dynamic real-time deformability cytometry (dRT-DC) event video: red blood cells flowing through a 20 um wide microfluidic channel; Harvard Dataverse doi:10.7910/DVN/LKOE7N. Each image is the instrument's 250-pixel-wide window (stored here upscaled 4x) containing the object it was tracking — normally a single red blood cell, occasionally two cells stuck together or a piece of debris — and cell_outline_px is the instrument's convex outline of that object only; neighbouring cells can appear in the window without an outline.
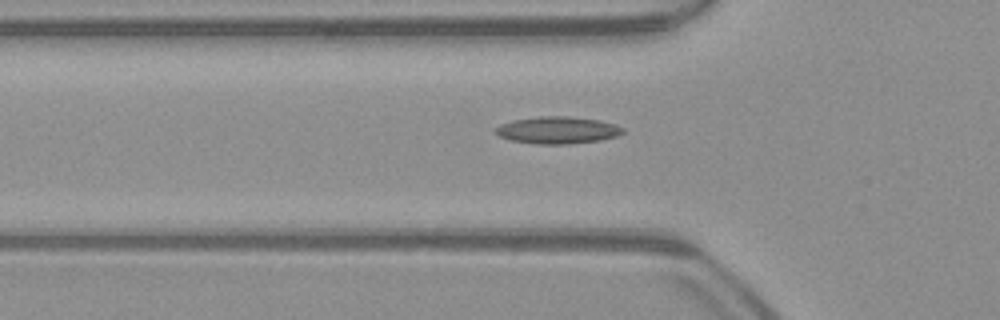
{"species": "common noctule bat (a hibernating species)", "species_latin": "Nyctalus noctula", "temperature_condition": "warm", "stored_images_in_passage": 32, "camera_frame_rate_fps": 3000, "um_per_image_px": 0.085, "animal": {"sex": "male", "body_mass_g": 23.1, "forearm_length_mm": 52.7}, "frame": {"image": 1, "passage_image": 3, "time_ms": 0.667, "image_size_px": [1000, 320], "cell_outline_px": [[624, 132], [616, 136], [600, 140], [568, 144], [536, 144], [508, 140], [492, 132], [500, 124], [512, 120], [540, 116], [568, 116], [600, 120], [616, 124], [624, 128]], "centroid_in_image_um": [47.37, 11.06], "position_along_channel_um": 78.4, "area_um2": 20.29}}
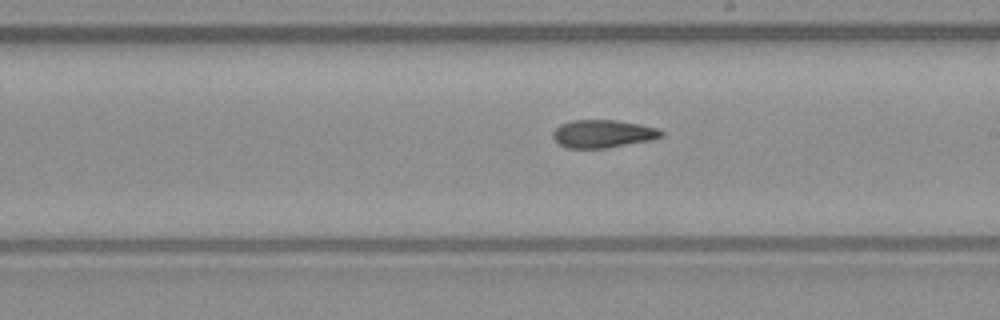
{"frame": {"image": 2, "passage_image": 15, "time_ms": 4.667, "image_size_px": [1000, 320], "cell_outline_px": [[664, 136], [652, 140], [608, 148], [568, 148], [560, 144], [552, 136], [552, 132], [560, 124], [572, 120], [616, 120], [640, 124], [660, 128], [664, 132]], "centroid_in_image_um": [51.29, 11.37], "position_along_channel_um": 237.7, "area_um2": 17.8}}
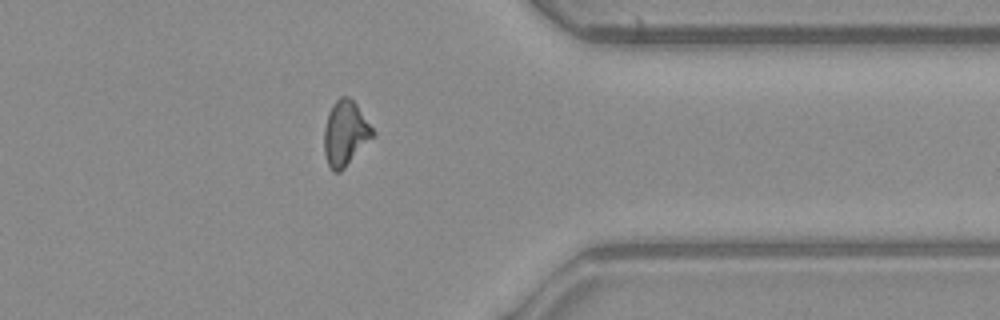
{"frame": {"image": 3, "passage_image": 27, "time_ms": 8.667, "image_size_px": [1000, 320], "cell_outline_px": [[376, 136], [340, 172], [332, 172], [328, 164], [324, 152], [324, 128], [328, 112], [332, 104], [340, 96], [348, 96], [356, 104], [376, 132]], "centroid_in_image_um": [29.37, 11.34], "position_along_channel_um": 382.0, "area_um2": 18.67}, "authors_computed_cell_mechanics": {"area_um2": 18.1781, "velocity_mm_per_s": 3.9543, "shape_relaxation_time_tau1_ms": null, "shape_relaxation_time_tau2_ms": 5.165, "deformation_change_tau1": null, "deformation_change_tau2": 0.1473}}